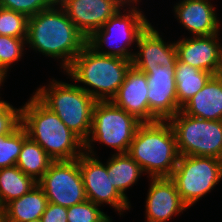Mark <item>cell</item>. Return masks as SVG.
Returning a JSON list of instances; mask_svg holds the SVG:
<instances>
[{
    "instance_id": "cell-1",
    "label": "cell",
    "mask_w": 222,
    "mask_h": 222,
    "mask_svg": "<svg viewBox=\"0 0 222 222\" xmlns=\"http://www.w3.org/2000/svg\"><path fill=\"white\" fill-rule=\"evenodd\" d=\"M86 45V36L69 19L57 1L49 8L28 17L27 48L60 61L63 72Z\"/></svg>"
},
{
    "instance_id": "cell-2",
    "label": "cell",
    "mask_w": 222,
    "mask_h": 222,
    "mask_svg": "<svg viewBox=\"0 0 222 222\" xmlns=\"http://www.w3.org/2000/svg\"><path fill=\"white\" fill-rule=\"evenodd\" d=\"M27 100L21 107V125L28 137L54 161L78 159L85 152L84 142L33 93Z\"/></svg>"
},
{
    "instance_id": "cell-3",
    "label": "cell",
    "mask_w": 222,
    "mask_h": 222,
    "mask_svg": "<svg viewBox=\"0 0 222 222\" xmlns=\"http://www.w3.org/2000/svg\"><path fill=\"white\" fill-rule=\"evenodd\" d=\"M131 67L130 60L98 54L86 45L63 73L96 101H110Z\"/></svg>"
},
{
    "instance_id": "cell-4",
    "label": "cell",
    "mask_w": 222,
    "mask_h": 222,
    "mask_svg": "<svg viewBox=\"0 0 222 222\" xmlns=\"http://www.w3.org/2000/svg\"><path fill=\"white\" fill-rule=\"evenodd\" d=\"M128 154L147 178L170 177L180 157L171 124L168 121L141 123Z\"/></svg>"
},
{
    "instance_id": "cell-5",
    "label": "cell",
    "mask_w": 222,
    "mask_h": 222,
    "mask_svg": "<svg viewBox=\"0 0 222 222\" xmlns=\"http://www.w3.org/2000/svg\"><path fill=\"white\" fill-rule=\"evenodd\" d=\"M33 94L66 124L84 143L90 135L93 108L97 102L75 82L52 78Z\"/></svg>"
},
{
    "instance_id": "cell-6",
    "label": "cell",
    "mask_w": 222,
    "mask_h": 222,
    "mask_svg": "<svg viewBox=\"0 0 222 222\" xmlns=\"http://www.w3.org/2000/svg\"><path fill=\"white\" fill-rule=\"evenodd\" d=\"M149 24L139 5L121 8L87 38V45L98 54L132 61L133 45L136 47L140 34Z\"/></svg>"
},
{
    "instance_id": "cell-7",
    "label": "cell",
    "mask_w": 222,
    "mask_h": 222,
    "mask_svg": "<svg viewBox=\"0 0 222 222\" xmlns=\"http://www.w3.org/2000/svg\"><path fill=\"white\" fill-rule=\"evenodd\" d=\"M134 116L110 101H97L93 108L90 135L84 143L85 152L97 157L94 143L113 148L115 154L128 153L137 127Z\"/></svg>"
},
{
    "instance_id": "cell-8",
    "label": "cell",
    "mask_w": 222,
    "mask_h": 222,
    "mask_svg": "<svg viewBox=\"0 0 222 222\" xmlns=\"http://www.w3.org/2000/svg\"><path fill=\"white\" fill-rule=\"evenodd\" d=\"M170 179L183 203L191 208L222 180V160L206 156H180Z\"/></svg>"
},
{
    "instance_id": "cell-9",
    "label": "cell",
    "mask_w": 222,
    "mask_h": 222,
    "mask_svg": "<svg viewBox=\"0 0 222 222\" xmlns=\"http://www.w3.org/2000/svg\"><path fill=\"white\" fill-rule=\"evenodd\" d=\"M180 156H206L222 160V121L189 116L181 110L168 120Z\"/></svg>"
},
{
    "instance_id": "cell-10",
    "label": "cell",
    "mask_w": 222,
    "mask_h": 222,
    "mask_svg": "<svg viewBox=\"0 0 222 222\" xmlns=\"http://www.w3.org/2000/svg\"><path fill=\"white\" fill-rule=\"evenodd\" d=\"M48 202L71 207L87 200L79 158L53 161L46 173L37 181Z\"/></svg>"
},
{
    "instance_id": "cell-11",
    "label": "cell",
    "mask_w": 222,
    "mask_h": 222,
    "mask_svg": "<svg viewBox=\"0 0 222 222\" xmlns=\"http://www.w3.org/2000/svg\"><path fill=\"white\" fill-rule=\"evenodd\" d=\"M79 168L87 200L99 206L109 205L120 217L124 212L131 210V203L113 187L111 176L107 173V165L98 156L84 152L79 157Z\"/></svg>"
},
{
    "instance_id": "cell-12",
    "label": "cell",
    "mask_w": 222,
    "mask_h": 222,
    "mask_svg": "<svg viewBox=\"0 0 222 222\" xmlns=\"http://www.w3.org/2000/svg\"><path fill=\"white\" fill-rule=\"evenodd\" d=\"M136 69L147 77L150 118L154 122L168 121L182 108L176 94L175 67L159 65L155 68Z\"/></svg>"
},
{
    "instance_id": "cell-13",
    "label": "cell",
    "mask_w": 222,
    "mask_h": 222,
    "mask_svg": "<svg viewBox=\"0 0 222 222\" xmlns=\"http://www.w3.org/2000/svg\"><path fill=\"white\" fill-rule=\"evenodd\" d=\"M145 199V222H168L188 207L183 203L170 177L149 178Z\"/></svg>"
},
{
    "instance_id": "cell-14",
    "label": "cell",
    "mask_w": 222,
    "mask_h": 222,
    "mask_svg": "<svg viewBox=\"0 0 222 222\" xmlns=\"http://www.w3.org/2000/svg\"><path fill=\"white\" fill-rule=\"evenodd\" d=\"M212 0H179L173 6L174 16L191 36L220 33L222 25Z\"/></svg>"
},
{
    "instance_id": "cell-15",
    "label": "cell",
    "mask_w": 222,
    "mask_h": 222,
    "mask_svg": "<svg viewBox=\"0 0 222 222\" xmlns=\"http://www.w3.org/2000/svg\"><path fill=\"white\" fill-rule=\"evenodd\" d=\"M220 33L208 36H183L174 41L177 60L199 70L214 74L217 68L222 41Z\"/></svg>"
},
{
    "instance_id": "cell-16",
    "label": "cell",
    "mask_w": 222,
    "mask_h": 222,
    "mask_svg": "<svg viewBox=\"0 0 222 222\" xmlns=\"http://www.w3.org/2000/svg\"><path fill=\"white\" fill-rule=\"evenodd\" d=\"M163 33H159L150 23L140 34L134 52L132 66L134 68H155V66L176 67L177 52L172 41H164Z\"/></svg>"
},
{
    "instance_id": "cell-17",
    "label": "cell",
    "mask_w": 222,
    "mask_h": 222,
    "mask_svg": "<svg viewBox=\"0 0 222 222\" xmlns=\"http://www.w3.org/2000/svg\"><path fill=\"white\" fill-rule=\"evenodd\" d=\"M69 19L88 38L119 9L111 0H56Z\"/></svg>"
},
{
    "instance_id": "cell-18",
    "label": "cell",
    "mask_w": 222,
    "mask_h": 222,
    "mask_svg": "<svg viewBox=\"0 0 222 222\" xmlns=\"http://www.w3.org/2000/svg\"><path fill=\"white\" fill-rule=\"evenodd\" d=\"M148 90L146 74L132 66L111 101L141 123H153L150 118Z\"/></svg>"
},
{
    "instance_id": "cell-19",
    "label": "cell",
    "mask_w": 222,
    "mask_h": 222,
    "mask_svg": "<svg viewBox=\"0 0 222 222\" xmlns=\"http://www.w3.org/2000/svg\"><path fill=\"white\" fill-rule=\"evenodd\" d=\"M189 116L222 121V82L214 75L181 108Z\"/></svg>"
},
{
    "instance_id": "cell-20",
    "label": "cell",
    "mask_w": 222,
    "mask_h": 222,
    "mask_svg": "<svg viewBox=\"0 0 222 222\" xmlns=\"http://www.w3.org/2000/svg\"><path fill=\"white\" fill-rule=\"evenodd\" d=\"M47 204L44 191L37 185L22 197L7 203L2 209L6 222H28L41 218Z\"/></svg>"
},
{
    "instance_id": "cell-21",
    "label": "cell",
    "mask_w": 222,
    "mask_h": 222,
    "mask_svg": "<svg viewBox=\"0 0 222 222\" xmlns=\"http://www.w3.org/2000/svg\"><path fill=\"white\" fill-rule=\"evenodd\" d=\"M105 163L113 187L130 202L126 194L127 190L136 185L144 175L140 165L128 153H113Z\"/></svg>"
},
{
    "instance_id": "cell-22",
    "label": "cell",
    "mask_w": 222,
    "mask_h": 222,
    "mask_svg": "<svg viewBox=\"0 0 222 222\" xmlns=\"http://www.w3.org/2000/svg\"><path fill=\"white\" fill-rule=\"evenodd\" d=\"M212 76V73L199 70L177 60L175 67V82L178 104L182 107L206 85Z\"/></svg>"
},
{
    "instance_id": "cell-23",
    "label": "cell",
    "mask_w": 222,
    "mask_h": 222,
    "mask_svg": "<svg viewBox=\"0 0 222 222\" xmlns=\"http://www.w3.org/2000/svg\"><path fill=\"white\" fill-rule=\"evenodd\" d=\"M36 186L37 181L23 173L16 165L0 168V208Z\"/></svg>"
},
{
    "instance_id": "cell-24",
    "label": "cell",
    "mask_w": 222,
    "mask_h": 222,
    "mask_svg": "<svg viewBox=\"0 0 222 222\" xmlns=\"http://www.w3.org/2000/svg\"><path fill=\"white\" fill-rule=\"evenodd\" d=\"M54 160L29 137L23 142L16 166L26 175L38 181Z\"/></svg>"
},
{
    "instance_id": "cell-25",
    "label": "cell",
    "mask_w": 222,
    "mask_h": 222,
    "mask_svg": "<svg viewBox=\"0 0 222 222\" xmlns=\"http://www.w3.org/2000/svg\"><path fill=\"white\" fill-rule=\"evenodd\" d=\"M27 138V132L21 124L10 134L0 136V168L16 165L23 142Z\"/></svg>"
},
{
    "instance_id": "cell-26",
    "label": "cell",
    "mask_w": 222,
    "mask_h": 222,
    "mask_svg": "<svg viewBox=\"0 0 222 222\" xmlns=\"http://www.w3.org/2000/svg\"><path fill=\"white\" fill-rule=\"evenodd\" d=\"M26 38H14L0 35V71L8 77L10 68L21 61L26 50Z\"/></svg>"
},
{
    "instance_id": "cell-27",
    "label": "cell",
    "mask_w": 222,
    "mask_h": 222,
    "mask_svg": "<svg viewBox=\"0 0 222 222\" xmlns=\"http://www.w3.org/2000/svg\"><path fill=\"white\" fill-rule=\"evenodd\" d=\"M27 26L28 17L26 15L0 7V35L26 38Z\"/></svg>"
},
{
    "instance_id": "cell-28",
    "label": "cell",
    "mask_w": 222,
    "mask_h": 222,
    "mask_svg": "<svg viewBox=\"0 0 222 222\" xmlns=\"http://www.w3.org/2000/svg\"><path fill=\"white\" fill-rule=\"evenodd\" d=\"M100 207L89 200L68 207V222H113L111 216L103 212Z\"/></svg>"
},
{
    "instance_id": "cell-29",
    "label": "cell",
    "mask_w": 222,
    "mask_h": 222,
    "mask_svg": "<svg viewBox=\"0 0 222 222\" xmlns=\"http://www.w3.org/2000/svg\"><path fill=\"white\" fill-rule=\"evenodd\" d=\"M56 0H0V7L32 17L49 8Z\"/></svg>"
},
{
    "instance_id": "cell-30",
    "label": "cell",
    "mask_w": 222,
    "mask_h": 222,
    "mask_svg": "<svg viewBox=\"0 0 222 222\" xmlns=\"http://www.w3.org/2000/svg\"><path fill=\"white\" fill-rule=\"evenodd\" d=\"M21 124V106L14 107L6 100L0 101V136L10 134Z\"/></svg>"
},
{
    "instance_id": "cell-31",
    "label": "cell",
    "mask_w": 222,
    "mask_h": 222,
    "mask_svg": "<svg viewBox=\"0 0 222 222\" xmlns=\"http://www.w3.org/2000/svg\"><path fill=\"white\" fill-rule=\"evenodd\" d=\"M42 222H68L67 208L48 202Z\"/></svg>"
},
{
    "instance_id": "cell-32",
    "label": "cell",
    "mask_w": 222,
    "mask_h": 222,
    "mask_svg": "<svg viewBox=\"0 0 222 222\" xmlns=\"http://www.w3.org/2000/svg\"><path fill=\"white\" fill-rule=\"evenodd\" d=\"M117 4L120 8H130L141 5V0H111Z\"/></svg>"
},
{
    "instance_id": "cell-33",
    "label": "cell",
    "mask_w": 222,
    "mask_h": 222,
    "mask_svg": "<svg viewBox=\"0 0 222 222\" xmlns=\"http://www.w3.org/2000/svg\"><path fill=\"white\" fill-rule=\"evenodd\" d=\"M220 82H222V49L220 52V57L218 60L217 68L215 73L213 74Z\"/></svg>"
},
{
    "instance_id": "cell-34",
    "label": "cell",
    "mask_w": 222,
    "mask_h": 222,
    "mask_svg": "<svg viewBox=\"0 0 222 222\" xmlns=\"http://www.w3.org/2000/svg\"><path fill=\"white\" fill-rule=\"evenodd\" d=\"M7 77L0 71V89L1 87L4 85L5 81H6ZM1 91V90H0ZM1 95V94H0ZM3 98L0 96V101Z\"/></svg>"
},
{
    "instance_id": "cell-35",
    "label": "cell",
    "mask_w": 222,
    "mask_h": 222,
    "mask_svg": "<svg viewBox=\"0 0 222 222\" xmlns=\"http://www.w3.org/2000/svg\"><path fill=\"white\" fill-rule=\"evenodd\" d=\"M0 222H6L4 211L0 208Z\"/></svg>"
},
{
    "instance_id": "cell-36",
    "label": "cell",
    "mask_w": 222,
    "mask_h": 222,
    "mask_svg": "<svg viewBox=\"0 0 222 222\" xmlns=\"http://www.w3.org/2000/svg\"><path fill=\"white\" fill-rule=\"evenodd\" d=\"M28 222H42L41 218H38V219H35V220H32V221H28Z\"/></svg>"
}]
</instances>
